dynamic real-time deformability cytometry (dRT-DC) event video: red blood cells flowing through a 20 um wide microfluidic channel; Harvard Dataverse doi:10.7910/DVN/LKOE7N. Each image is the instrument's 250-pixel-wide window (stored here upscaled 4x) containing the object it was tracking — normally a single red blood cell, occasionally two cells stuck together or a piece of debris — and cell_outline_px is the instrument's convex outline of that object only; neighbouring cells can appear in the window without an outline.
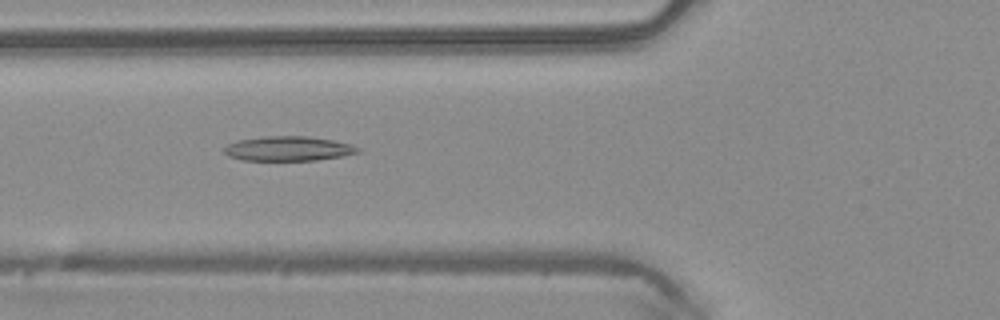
{"species": "common noctule bat (a hibernating species)", "species_latin": "Nyctalus noctula", "temperature_condition": "warm", "stored_images_in_passage": 34, "camera_frame_rate_fps": 3000, "um_per_image_px": 0.085, "animal": {"sex": "male", "body_mass_g": 20.4}, "frame": {"image": 1, "passage_image": 3, "time_ms": 0.667, "image_size_px": [1000, 320], "cell_outline_px": [[360, 152], [344, 156], [316, 160], [244, 160], [228, 156], [224, 152], [224, 148], [228, 144], [236, 140], [264, 136], [308, 136], [332, 140], [352, 144], [360, 148]], "centroid_in_image_um": [24.52, 12.63], "position_along_channel_um": 101.3, "area_um2": 19.25}}
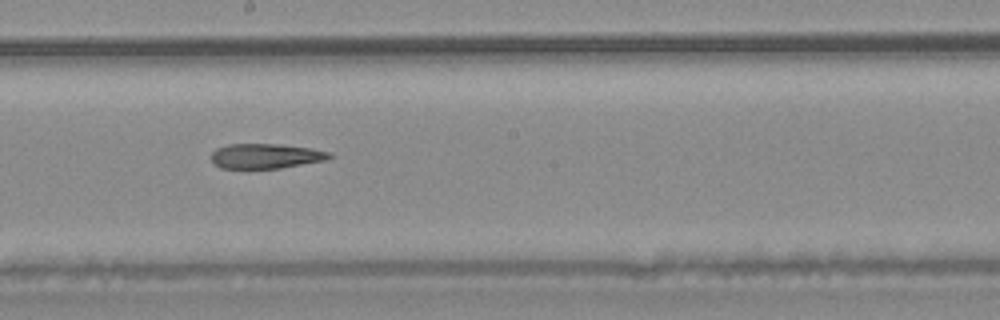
{"frame": {"image": 2, "passage_image": 12, "time_ms": 3.667, "image_size_px": [1000, 320], "cell_outline_px": [[336, 156], [324, 160], [280, 168], [220, 168], [212, 160], [212, 152], [216, 148], [228, 144], [280, 144], [312, 148], [332, 152]], "centroid_in_image_um": [22.63, 13.25], "position_along_channel_um": 225.6, "area_um2": 17.17}}
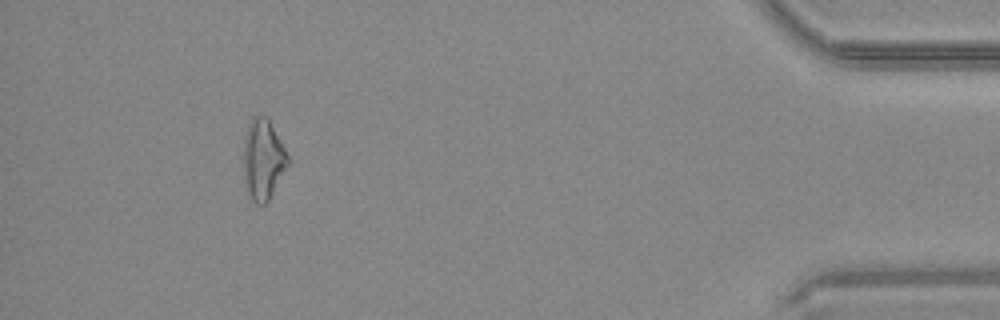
{"frame": {"image": 3, "passage_image": 30, "time_ms": 9.667, "image_size_px": [1000, 320], "cell_outline_px": [[288, 164], [268, 200], [264, 204], [256, 204], [252, 200], [248, 192], [244, 180], [244, 136], [248, 124], [252, 116], [268, 116], [288, 156]], "centroid_in_image_um": [22.34, 13.51], "position_along_channel_um": 412.9, "area_um2": 20.52}}